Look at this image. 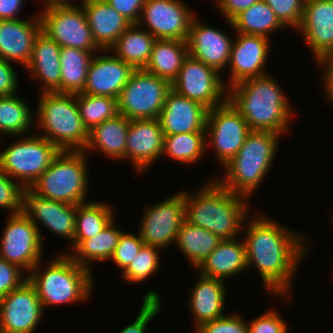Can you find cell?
<instances>
[{
    "mask_svg": "<svg viewBox=\"0 0 333 333\" xmlns=\"http://www.w3.org/2000/svg\"><path fill=\"white\" fill-rule=\"evenodd\" d=\"M205 131L210 135L219 163L225 166L238 153L251 130L242 115L226 101L208 110Z\"/></svg>",
    "mask_w": 333,
    "mask_h": 333,
    "instance_id": "cell-13",
    "label": "cell"
},
{
    "mask_svg": "<svg viewBox=\"0 0 333 333\" xmlns=\"http://www.w3.org/2000/svg\"><path fill=\"white\" fill-rule=\"evenodd\" d=\"M89 28L96 44L108 50L132 23L106 0H86L82 4Z\"/></svg>",
    "mask_w": 333,
    "mask_h": 333,
    "instance_id": "cell-25",
    "label": "cell"
},
{
    "mask_svg": "<svg viewBox=\"0 0 333 333\" xmlns=\"http://www.w3.org/2000/svg\"><path fill=\"white\" fill-rule=\"evenodd\" d=\"M232 38L212 26H205L194 17L187 37L189 56L216 69L219 73L228 66Z\"/></svg>",
    "mask_w": 333,
    "mask_h": 333,
    "instance_id": "cell-20",
    "label": "cell"
},
{
    "mask_svg": "<svg viewBox=\"0 0 333 333\" xmlns=\"http://www.w3.org/2000/svg\"><path fill=\"white\" fill-rule=\"evenodd\" d=\"M187 42L176 39H156L143 70L171 83L188 57Z\"/></svg>",
    "mask_w": 333,
    "mask_h": 333,
    "instance_id": "cell-30",
    "label": "cell"
},
{
    "mask_svg": "<svg viewBox=\"0 0 333 333\" xmlns=\"http://www.w3.org/2000/svg\"><path fill=\"white\" fill-rule=\"evenodd\" d=\"M16 94L0 97V135L21 137L33 124L32 109Z\"/></svg>",
    "mask_w": 333,
    "mask_h": 333,
    "instance_id": "cell-38",
    "label": "cell"
},
{
    "mask_svg": "<svg viewBox=\"0 0 333 333\" xmlns=\"http://www.w3.org/2000/svg\"><path fill=\"white\" fill-rule=\"evenodd\" d=\"M76 101L79 115L88 131L119 114L117 99L110 96L78 93Z\"/></svg>",
    "mask_w": 333,
    "mask_h": 333,
    "instance_id": "cell-39",
    "label": "cell"
},
{
    "mask_svg": "<svg viewBox=\"0 0 333 333\" xmlns=\"http://www.w3.org/2000/svg\"><path fill=\"white\" fill-rule=\"evenodd\" d=\"M191 10L181 0H145L137 24H145V30L156 39L186 41L196 17Z\"/></svg>",
    "mask_w": 333,
    "mask_h": 333,
    "instance_id": "cell-15",
    "label": "cell"
},
{
    "mask_svg": "<svg viewBox=\"0 0 333 333\" xmlns=\"http://www.w3.org/2000/svg\"><path fill=\"white\" fill-rule=\"evenodd\" d=\"M270 74L246 79L227 88V101L246 120L250 130L285 134L291 117L290 102Z\"/></svg>",
    "mask_w": 333,
    "mask_h": 333,
    "instance_id": "cell-2",
    "label": "cell"
},
{
    "mask_svg": "<svg viewBox=\"0 0 333 333\" xmlns=\"http://www.w3.org/2000/svg\"><path fill=\"white\" fill-rule=\"evenodd\" d=\"M241 314L223 316L207 321L195 330L196 333H249L247 323Z\"/></svg>",
    "mask_w": 333,
    "mask_h": 333,
    "instance_id": "cell-45",
    "label": "cell"
},
{
    "mask_svg": "<svg viewBox=\"0 0 333 333\" xmlns=\"http://www.w3.org/2000/svg\"><path fill=\"white\" fill-rule=\"evenodd\" d=\"M158 293L157 291L151 290L145 294L137 318L132 324L123 328L119 333H145L148 323L157 316L162 306Z\"/></svg>",
    "mask_w": 333,
    "mask_h": 333,
    "instance_id": "cell-42",
    "label": "cell"
},
{
    "mask_svg": "<svg viewBox=\"0 0 333 333\" xmlns=\"http://www.w3.org/2000/svg\"><path fill=\"white\" fill-rule=\"evenodd\" d=\"M94 56L91 51L62 47L60 51L61 93H82L90 62Z\"/></svg>",
    "mask_w": 333,
    "mask_h": 333,
    "instance_id": "cell-34",
    "label": "cell"
},
{
    "mask_svg": "<svg viewBox=\"0 0 333 333\" xmlns=\"http://www.w3.org/2000/svg\"><path fill=\"white\" fill-rule=\"evenodd\" d=\"M197 282L190 290L189 306L194 315L195 328L207 321L223 317L225 309L226 285L220 279L199 274Z\"/></svg>",
    "mask_w": 333,
    "mask_h": 333,
    "instance_id": "cell-27",
    "label": "cell"
},
{
    "mask_svg": "<svg viewBox=\"0 0 333 333\" xmlns=\"http://www.w3.org/2000/svg\"><path fill=\"white\" fill-rule=\"evenodd\" d=\"M25 0H0V20L19 19L18 13ZM17 16V17H16Z\"/></svg>",
    "mask_w": 333,
    "mask_h": 333,
    "instance_id": "cell-52",
    "label": "cell"
},
{
    "mask_svg": "<svg viewBox=\"0 0 333 333\" xmlns=\"http://www.w3.org/2000/svg\"><path fill=\"white\" fill-rule=\"evenodd\" d=\"M207 114V108L171 90L158 119L164 136H167L205 131Z\"/></svg>",
    "mask_w": 333,
    "mask_h": 333,
    "instance_id": "cell-23",
    "label": "cell"
},
{
    "mask_svg": "<svg viewBox=\"0 0 333 333\" xmlns=\"http://www.w3.org/2000/svg\"><path fill=\"white\" fill-rule=\"evenodd\" d=\"M113 208L106 203L85 202L76 205L74 249L83 239L99 234L113 219Z\"/></svg>",
    "mask_w": 333,
    "mask_h": 333,
    "instance_id": "cell-35",
    "label": "cell"
},
{
    "mask_svg": "<svg viewBox=\"0 0 333 333\" xmlns=\"http://www.w3.org/2000/svg\"><path fill=\"white\" fill-rule=\"evenodd\" d=\"M206 131L164 136L163 154L176 162L192 164L202 159L208 145Z\"/></svg>",
    "mask_w": 333,
    "mask_h": 333,
    "instance_id": "cell-37",
    "label": "cell"
},
{
    "mask_svg": "<svg viewBox=\"0 0 333 333\" xmlns=\"http://www.w3.org/2000/svg\"><path fill=\"white\" fill-rule=\"evenodd\" d=\"M38 101V127L60 151H83L88 141L76 94L42 92Z\"/></svg>",
    "mask_w": 333,
    "mask_h": 333,
    "instance_id": "cell-6",
    "label": "cell"
},
{
    "mask_svg": "<svg viewBox=\"0 0 333 333\" xmlns=\"http://www.w3.org/2000/svg\"><path fill=\"white\" fill-rule=\"evenodd\" d=\"M121 15L132 24L139 22L145 0H106Z\"/></svg>",
    "mask_w": 333,
    "mask_h": 333,
    "instance_id": "cell-49",
    "label": "cell"
},
{
    "mask_svg": "<svg viewBox=\"0 0 333 333\" xmlns=\"http://www.w3.org/2000/svg\"><path fill=\"white\" fill-rule=\"evenodd\" d=\"M43 306L28 279L0 300V333H34Z\"/></svg>",
    "mask_w": 333,
    "mask_h": 333,
    "instance_id": "cell-16",
    "label": "cell"
},
{
    "mask_svg": "<svg viewBox=\"0 0 333 333\" xmlns=\"http://www.w3.org/2000/svg\"><path fill=\"white\" fill-rule=\"evenodd\" d=\"M0 241V258L25 272L41 261L42 241L37 226L21 213L11 214Z\"/></svg>",
    "mask_w": 333,
    "mask_h": 333,
    "instance_id": "cell-12",
    "label": "cell"
},
{
    "mask_svg": "<svg viewBox=\"0 0 333 333\" xmlns=\"http://www.w3.org/2000/svg\"><path fill=\"white\" fill-rule=\"evenodd\" d=\"M284 27L298 29L303 17L305 0H264Z\"/></svg>",
    "mask_w": 333,
    "mask_h": 333,
    "instance_id": "cell-41",
    "label": "cell"
},
{
    "mask_svg": "<svg viewBox=\"0 0 333 333\" xmlns=\"http://www.w3.org/2000/svg\"><path fill=\"white\" fill-rule=\"evenodd\" d=\"M297 30L303 34L315 60L333 55V1L305 0Z\"/></svg>",
    "mask_w": 333,
    "mask_h": 333,
    "instance_id": "cell-19",
    "label": "cell"
},
{
    "mask_svg": "<svg viewBox=\"0 0 333 333\" xmlns=\"http://www.w3.org/2000/svg\"><path fill=\"white\" fill-rule=\"evenodd\" d=\"M161 248L146 245L140 249L135 258L122 272L123 278L130 283H140L152 276L159 268V251Z\"/></svg>",
    "mask_w": 333,
    "mask_h": 333,
    "instance_id": "cell-40",
    "label": "cell"
},
{
    "mask_svg": "<svg viewBox=\"0 0 333 333\" xmlns=\"http://www.w3.org/2000/svg\"><path fill=\"white\" fill-rule=\"evenodd\" d=\"M269 41V37L261 35L237 34L228 63L231 73L227 88L246 79L267 75L264 66L270 52Z\"/></svg>",
    "mask_w": 333,
    "mask_h": 333,
    "instance_id": "cell-18",
    "label": "cell"
},
{
    "mask_svg": "<svg viewBox=\"0 0 333 333\" xmlns=\"http://www.w3.org/2000/svg\"><path fill=\"white\" fill-rule=\"evenodd\" d=\"M136 69L117 56L95 54L90 62L84 94L110 96L118 99Z\"/></svg>",
    "mask_w": 333,
    "mask_h": 333,
    "instance_id": "cell-21",
    "label": "cell"
},
{
    "mask_svg": "<svg viewBox=\"0 0 333 333\" xmlns=\"http://www.w3.org/2000/svg\"><path fill=\"white\" fill-rule=\"evenodd\" d=\"M31 19L0 20V59L29 64L34 41L42 30L40 16L35 14Z\"/></svg>",
    "mask_w": 333,
    "mask_h": 333,
    "instance_id": "cell-24",
    "label": "cell"
},
{
    "mask_svg": "<svg viewBox=\"0 0 333 333\" xmlns=\"http://www.w3.org/2000/svg\"><path fill=\"white\" fill-rule=\"evenodd\" d=\"M281 134L273 131L251 130L238 153L223 166L226 177L214 178L223 188L247 198L271 168Z\"/></svg>",
    "mask_w": 333,
    "mask_h": 333,
    "instance_id": "cell-4",
    "label": "cell"
},
{
    "mask_svg": "<svg viewBox=\"0 0 333 333\" xmlns=\"http://www.w3.org/2000/svg\"><path fill=\"white\" fill-rule=\"evenodd\" d=\"M199 274L225 281L248 269L245 242L224 239L196 268Z\"/></svg>",
    "mask_w": 333,
    "mask_h": 333,
    "instance_id": "cell-28",
    "label": "cell"
},
{
    "mask_svg": "<svg viewBox=\"0 0 333 333\" xmlns=\"http://www.w3.org/2000/svg\"><path fill=\"white\" fill-rule=\"evenodd\" d=\"M22 271L17 265L0 258V300L27 280Z\"/></svg>",
    "mask_w": 333,
    "mask_h": 333,
    "instance_id": "cell-47",
    "label": "cell"
},
{
    "mask_svg": "<svg viewBox=\"0 0 333 333\" xmlns=\"http://www.w3.org/2000/svg\"><path fill=\"white\" fill-rule=\"evenodd\" d=\"M171 85L177 94L201 104L208 110L227 101L226 81H223L220 73L189 55Z\"/></svg>",
    "mask_w": 333,
    "mask_h": 333,
    "instance_id": "cell-10",
    "label": "cell"
},
{
    "mask_svg": "<svg viewBox=\"0 0 333 333\" xmlns=\"http://www.w3.org/2000/svg\"><path fill=\"white\" fill-rule=\"evenodd\" d=\"M317 61L319 65L321 64L322 67L324 66V92L326 93V99L333 104V55L320 57Z\"/></svg>",
    "mask_w": 333,
    "mask_h": 333,
    "instance_id": "cell-51",
    "label": "cell"
},
{
    "mask_svg": "<svg viewBox=\"0 0 333 333\" xmlns=\"http://www.w3.org/2000/svg\"><path fill=\"white\" fill-rule=\"evenodd\" d=\"M258 1L259 0H215V3L226 20L232 21L238 14Z\"/></svg>",
    "mask_w": 333,
    "mask_h": 333,
    "instance_id": "cell-50",
    "label": "cell"
},
{
    "mask_svg": "<svg viewBox=\"0 0 333 333\" xmlns=\"http://www.w3.org/2000/svg\"><path fill=\"white\" fill-rule=\"evenodd\" d=\"M171 82L136 69L117 99L118 113L129 120L158 119Z\"/></svg>",
    "mask_w": 333,
    "mask_h": 333,
    "instance_id": "cell-9",
    "label": "cell"
},
{
    "mask_svg": "<svg viewBox=\"0 0 333 333\" xmlns=\"http://www.w3.org/2000/svg\"><path fill=\"white\" fill-rule=\"evenodd\" d=\"M44 0H42L43 2ZM71 0H45V9L47 8H55V7H76V4L74 5V3L69 2ZM86 0H82L81 2V6L82 4L85 2Z\"/></svg>",
    "mask_w": 333,
    "mask_h": 333,
    "instance_id": "cell-53",
    "label": "cell"
},
{
    "mask_svg": "<svg viewBox=\"0 0 333 333\" xmlns=\"http://www.w3.org/2000/svg\"><path fill=\"white\" fill-rule=\"evenodd\" d=\"M249 333H287L288 326L275 310H269L247 324Z\"/></svg>",
    "mask_w": 333,
    "mask_h": 333,
    "instance_id": "cell-46",
    "label": "cell"
},
{
    "mask_svg": "<svg viewBox=\"0 0 333 333\" xmlns=\"http://www.w3.org/2000/svg\"><path fill=\"white\" fill-rule=\"evenodd\" d=\"M86 155L84 151H60L30 189L44 199L85 203L89 182Z\"/></svg>",
    "mask_w": 333,
    "mask_h": 333,
    "instance_id": "cell-7",
    "label": "cell"
},
{
    "mask_svg": "<svg viewBox=\"0 0 333 333\" xmlns=\"http://www.w3.org/2000/svg\"><path fill=\"white\" fill-rule=\"evenodd\" d=\"M20 213L37 226L41 241L43 238L37 220L53 233L68 239L70 244L73 243L76 205L44 199L30 188H24L21 192Z\"/></svg>",
    "mask_w": 333,
    "mask_h": 333,
    "instance_id": "cell-17",
    "label": "cell"
},
{
    "mask_svg": "<svg viewBox=\"0 0 333 333\" xmlns=\"http://www.w3.org/2000/svg\"><path fill=\"white\" fill-rule=\"evenodd\" d=\"M10 63L0 59V97L18 93V76Z\"/></svg>",
    "mask_w": 333,
    "mask_h": 333,
    "instance_id": "cell-48",
    "label": "cell"
},
{
    "mask_svg": "<svg viewBox=\"0 0 333 333\" xmlns=\"http://www.w3.org/2000/svg\"><path fill=\"white\" fill-rule=\"evenodd\" d=\"M115 218L97 235L83 239L69 254L78 265L91 270L88 262L110 260L124 232L115 227Z\"/></svg>",
    "mask_w": 333,
    "mask_h": 333,
    "instance_id": "cell-32",
    "label": "cell"
},
{
    "mask_svg": "<svg viewBox=\"0 0 333 333\" xmlns=\"http://www.w3.org/2000/svg\"><path fill=\"white\" fill-rule=\"evenodd\" d=\"M228 22L237 33L265 37H268L272 31L285 28L277 19L272 8L264 0H259Z\"/></svg>",
    "mask_w": 333,
    "mask_h": 333,
    "instance_id": "cell-36",
    "label": "cell"
},
{
    "mask_svg": "<svg viewBox=\"0 0 333 333\" xmlns=\"http://www.w3.org/2000/svg\"><path fill=\"white\" fill-rule=\"evenodd\" d=\"M43 9L39 16L42 31L61 48H77L91 51L102 50L94 41L82 6Z\"/></svg>",
    "mask_w": 333,
    "mask_h": 333,
    "instance_id": "cell-11",
    "label": "cell"
},
{
    "mask_svg": "<svg viewBox=\"0 0 333 333\" xmlns=\"http://www.w3.org/2000/svg\"><path fill=\"white\" fill-rule=\"evenodd\" d=\"M156 38L140 25L132 24L109 48L110 53L132 65L135 69H143L147 64Z\"/></svg>",
    "mask_w": 333,
    "mask_h": 333,
    "instance_id": "cell-31",
    "label": "cell"
},
{
    "mask_svg": "<svg viewBox=\"0 0 333 333\" xmlns=\"http://www.w3.org/2000/svg\"><path fill=\"white\" fill-rule=\"evenodd\" d=\"M130 120L122 114L94 126L88 131V141L84 152L100 150L106 157L126 159V144Z\"/></svg>",
    "mask_w": 333,
    "mask_h": 333,
    "instance_id": "cell-29",
    "label": "cell"
},
{
    "mask_svg": "<svg viewBox=\"0 0 333 333\" xmlns=\"http://www.w3.org/2000/svg\"><path fill=\"white\" fill-rule=\"evenodd\" d=\"M248 198L210 179L194 195L185 192V220L224 239H237L249 217ZM244 222V223H243ZM241 229V230H240Z\"/></svg>",
    "mask_w": 333,
    "mask_h": 333,
    "instance_id": "cell-3",
    "label": "cell"
},
{
    "mask_svg": "<svg viewBox=\"0 0 333 333\" xmlns=\"http://www.w3.org/2000/svg\"><path fill=\"white\" fill-rule=\"evenodd\" d=\"M24 136L0 151V169L12 179H20L24 188H30L60 150L41 135Z\"/></svg>",
    "mask_w": 333,
    "mask_h": 333,
    "instance_id": "cell-8",
    "label": "cell"
},
{
    "mask_svg": "<svg viewBox=\"0 0 333 333\" xmlns=\"http://www.w3.org/2000/svg\"><path fill=\"white\" fill-rule=\"evenodd\" d=\"M24 187L18 181L10 178L0 169V207L12 213L21 211V192Z\"/></svg>",
    "mask_w": 333,
    "mask_h": 333,
    "instance_id": "cell-44",
    "label": "cell"
},
{
    "mask_svg": "<svg viewBox=\"0 0 333 333\" xmlns=\"http://www.w3.org/2000/svg\"><path fill=\"white\" fill-rule=\"evenodd\" d=\"M164 133L159 119L130 120L126 159L133 163L137 172L154 164L163 154Z\"/></svg>",
    "mask_w": 333,
    "mask_h": 333,
    "instance_id": "cell-22",
    "label": "cell"
},
{
    "mask_svg": "<svg viewBox=\"0 0 333 333\" xmlns=\"http://www.w3.org/2000/svg\"><path fill=\"white\" fill-rule=\"evenodd\" d=\"M144 244L139 234L135 236L132 233L123 232L111 259L123 272Z\"/></svg>",
    "mask_w": 333,
    "mask_h": 333,
    "instance_id": "cell-43",
    "label": "cell"
},
{
    "mask_svg": "<svg viewBox=\"0 0 333 333\" xmlns=\"http://www.w3.org/2000/svg\"><path fill=\"white\" fill-rule=\"evenodd\" d=\"M221 241L214 233L184 220L175 243L191 265L197 268Z\"/></svg>",
    "mask_w": 333,
    "mask_h": 333,
    "instance_id": "cell-33",
    "label": "cell"
},
{
    "mask_svg": "<svg viewBox=\"0 0 333 333\" xmlns=\"http://www.w3.org/2000/svg\"><path fill=\"white\" fill-rule=\"evenodd\" d=\"M61 47L42 30L36 36L33 53L26 66L35 79L41 81V92L61 93Z\"/></svg>",
    "mask_w": 333,
    "mask_h": 333,
    "instance_id": "cell-26",
    "label": "cell"
},
{
    "mask_svg": "<svg viewBox=\"0 0 333 333\" xmlns=\"http://www.w3.org/2000/svg\"><path fill=\"white\" fill-rule=\"evenodd\" d=\"M48 264L46 270L42 271L40 261L26 275L35 288L43 309L52 305L89 300L94 286L92 270L81 267L65 252Z\"/></svg>",
    "mask_w": 333,
    "mask_h": 333,
    "instance_id": "cell-5",
    "label": "cell"
},
{
    "mask_svg": "<svg viewBox=\"0 0 333 333\" xmlns=\"http://www.w3.org/2000/svg\"><path fill=\"white\" fill-rule=\"evenodd\" d=\"M255 217L246 222L249 225L245 228V239H242L247 266L252 264L257 268L264 287L271 294L290 296L293 275L309 247L304 239L306 236L289 231L265 215Z\"/></svg>",
    "mask_w": 333,
    "mask_h": 333,
    "instance_id": "cell-1",
    "label": "cell"
},
{
    "mask_svg": "<svg viewBox=\"0 0 333 333\" xmlns=\"http://www.w3.org/2000/svg\"><path fill=\"white\" fill-rule=\"evenodd\" d=\"M184 220L185 191L146 208L138 233L146 245L163 249L176 242Z\"/></svg>",
    "mask_w": 333,
    "mask_h": 333,
    "instance_id": "cell-14",
    "label": "cell"
}]
</instances>
